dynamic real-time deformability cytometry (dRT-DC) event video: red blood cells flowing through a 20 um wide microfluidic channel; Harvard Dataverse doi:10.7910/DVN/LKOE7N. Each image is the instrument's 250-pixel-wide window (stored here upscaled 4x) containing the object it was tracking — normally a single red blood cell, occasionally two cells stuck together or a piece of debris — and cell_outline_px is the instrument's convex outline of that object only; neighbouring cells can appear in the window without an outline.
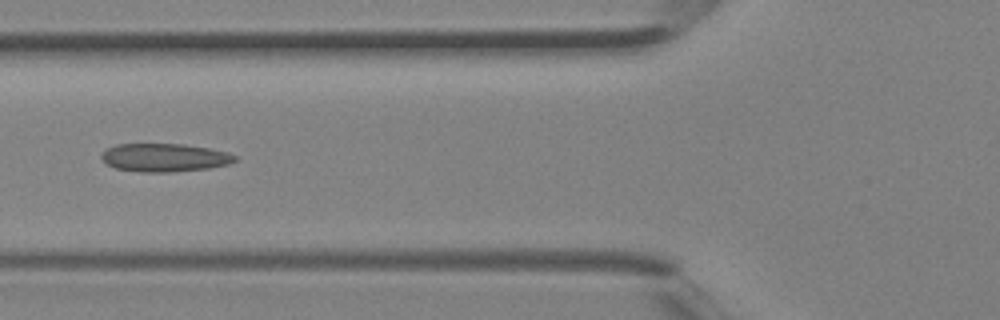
{"species": "Egyptian fruit bat (a non-hibernating species)", "species_latin": "Rousettus aegyptiacus", "temperature_condition": "room temperature", "stored_images_in_passage": 4, "camera_frame_rate_fps": 3000, "um_per_image_px": 0.085, "animal": {"sex": "female"}, "frame": {"image": 1, "passage_image": 4, "time_ms": 1.0, "image_size_px": [1000, 320], "cell_outline_px": [[236, 160], [228, 164], [208, 168], [172, 172], [140, 172], [116, 168], [108, 164], [100, 156], [108, 148], [116, 144], [184, 144], [208, 148], [228, 152], [236, 156]], "centroid_in_image_um": [14.0, 13.39], "position_along_channel_um": 111.8, "area_um2": 21.79}}